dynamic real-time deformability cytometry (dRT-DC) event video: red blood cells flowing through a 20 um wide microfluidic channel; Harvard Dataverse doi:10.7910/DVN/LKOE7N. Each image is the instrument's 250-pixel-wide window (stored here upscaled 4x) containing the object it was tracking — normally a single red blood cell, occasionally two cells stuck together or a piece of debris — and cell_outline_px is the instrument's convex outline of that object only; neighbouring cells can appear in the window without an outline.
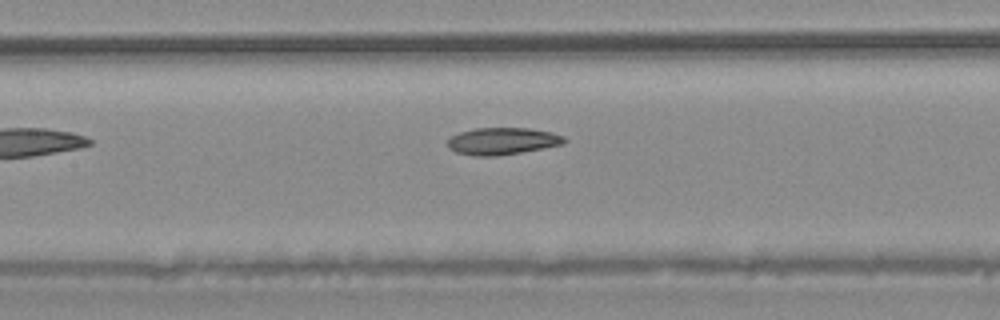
{"species": "common noctule bat (a hibernating species)", "species_latin": "Nyctalus noctula", "temperature_condition": "warm", "stored_images_in_passage": 5, "camera_frame_rate_fps": 3000, "um_per_image_px": 0.085, "animal": {"sex": "male", "body_mass_g": 20.4}, "frame": {"image": 1, "passage_image": 5, "time_ms": 1.333, "image_size_px": [1000, 320], "cell_outline_px": [[568, 140], [564, 144], [544, 148], [496, 156], [476, 156], [456, 152], [448, 148], [448, 140], [452, 136], [460, 132], [476, 128], [532, 128], [552, 132], [564, 136]], "centroid_in_image_um": [42.74, 11.99], "position_along_channel_um": 164.7, "area_um2": 18.44}}